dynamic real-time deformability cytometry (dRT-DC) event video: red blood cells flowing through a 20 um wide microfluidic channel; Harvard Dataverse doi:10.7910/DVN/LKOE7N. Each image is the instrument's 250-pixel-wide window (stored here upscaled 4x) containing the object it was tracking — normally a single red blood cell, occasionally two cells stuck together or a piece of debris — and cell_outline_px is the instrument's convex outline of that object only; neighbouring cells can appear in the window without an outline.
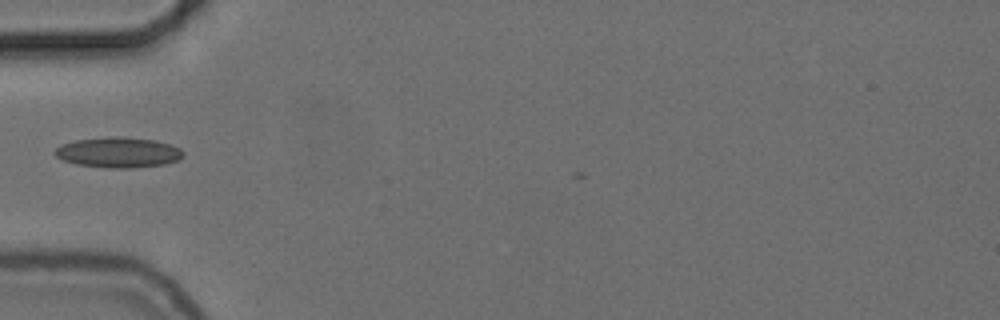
{"species": "common noctule bat (a hibernating species)", "species_latin": "Nyctalus noctula", "temperature_condition": "cold", "stored_images_in_passage": 31, "camera_frame_rate_fps": 3000, "um_per_image_px": 0.085, "animal": {"sex": "female", "body_mass_g": 24.6, "forearm_length_mm": 56.2}, "frame": {"image": 1, "passage_image": 1, "time_ms": 0.0, "image_size_px": [1000, 320], "cell_outline_px": [[184, 156], [180, 160], [164, 164], [128, 168], [108, 168], [76, 164], [64, 160], [56, 156], [52, 152], [56, 148], [64, 144], [76, 140], [112, 136], [124, 136], [156, 140], [172, 144], [180, 148], [184, 152]], "centroid_in_image_um": [10.11, 12.95], "position_along_channel_um": 74.9, "area_um2": 22.89}}
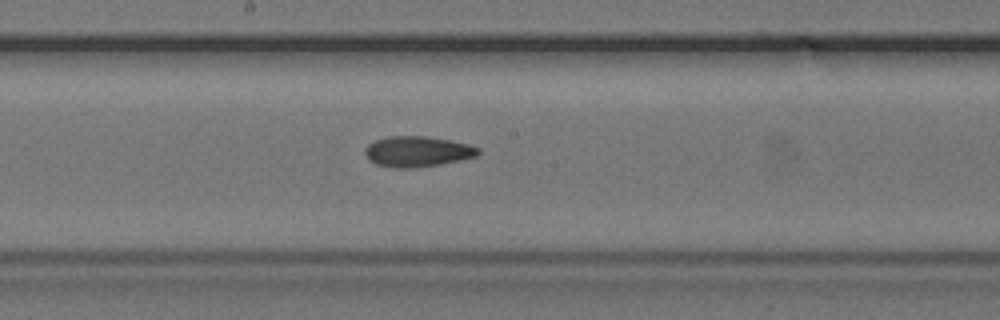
{"frame": {"image": 2, "passage_image": 12, "time_ms": 3.667, "image_size_px": [1000, 320], "cell_outline_px": [[480, 152], [476, 156], [460, 160], [440, 164], [416, 168], [392, 168], [376, 164], [368, 160], [364, 156], [364, 148], [368, 144], [376, 140], [388, 136], [424, 136], [452, 140], [468, 144], [480, 148]], "centroid_in_image_um": [35.45, 12.88], "position_along_channel_um": 212.8, "area_um2": 20.4}}
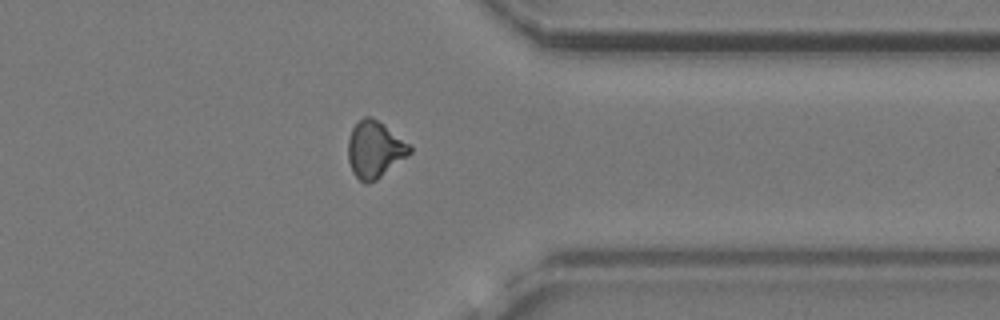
{"frame": {"image": 3, "passage_image": 26, "time_ms": 8.333, "image_size_px": [1000, 320], "cell_outline_px": [[412, 152], [408, 156], [376, 180], [368, 184], [364, 184], [352, 172], [348, 160], [348, 140], [352, 128], [364, 116], [372, 116], [384, 124], [412, 144]], "centroid_in_image_um": [31.88, 12.7], "position_along_channel_um": 379.5, "area_um2": 20.69}}